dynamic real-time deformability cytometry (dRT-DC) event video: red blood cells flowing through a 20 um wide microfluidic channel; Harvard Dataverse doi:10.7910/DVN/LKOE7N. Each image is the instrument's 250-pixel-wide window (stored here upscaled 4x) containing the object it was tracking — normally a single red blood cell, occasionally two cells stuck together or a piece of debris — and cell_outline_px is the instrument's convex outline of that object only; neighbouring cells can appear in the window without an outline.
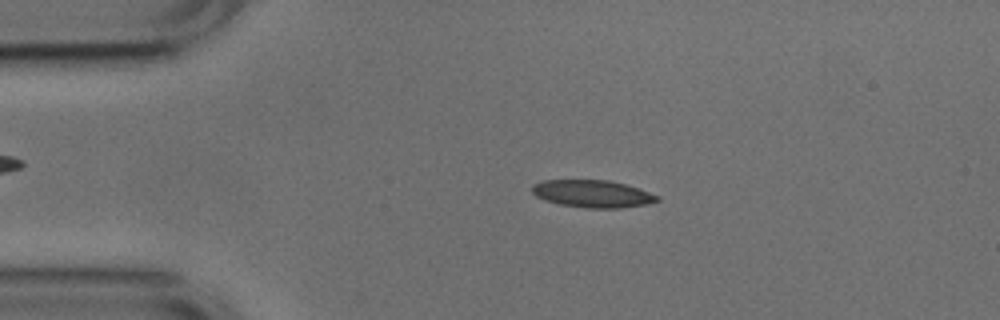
{"species": "common noctule bat (a hibernating species)", "species_latin": "Nyctalus noctula", "temperature_condition": "cold", "stored_images_in_passage": 53, "camera_frame_rate_fps": 3000, "um_per_image_px": 0.085, "animal": {"sex": "male", "body_mass_g": 17.9, "forearm_length_mm": 54.2}, "frame": {"image": 1, "passage_image": 11, "time_ms": 3.333, "image_size_px": [1000, 320], "cell_outline_px": [[660, 200], [644, 204], [620, 208], [588, 208], [560, 204], [544, 200], [536, 196], [532, 192], [532, 184], [544, 180], [608, 180], [624, 184], [660, 196]], "centroid_in_image_um": [50.33, 16.47], "position_along_channel_um": 34.7, "area_um2": 19.77}}
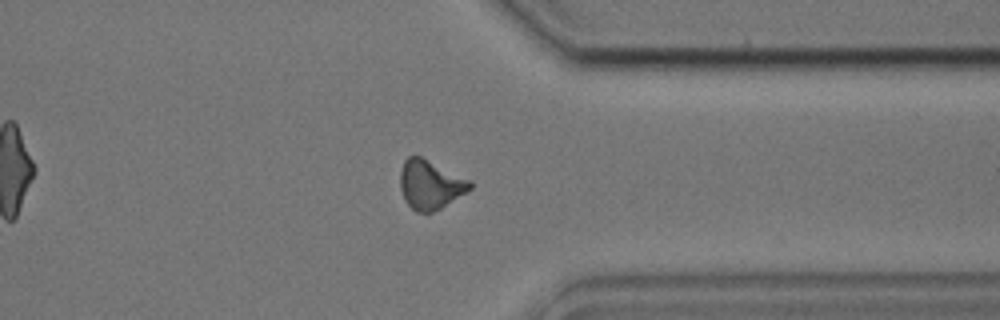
{"frame": {"image": 2, "passage_image": 41, "time_ms": 13.333, "image_size_px": [1000, 320], "cell_outline_px": [[472, 188], [440, 208], [432, 212], [416, 212], [404, 200], [400, 188], [400, 172], [404, 160], [408, 156], [420, 156], [472, 180]], "centroid_in_image_um": [36.56, 15.68], "position_along_channel_um": 374.8, "area_um2": 19.88}}
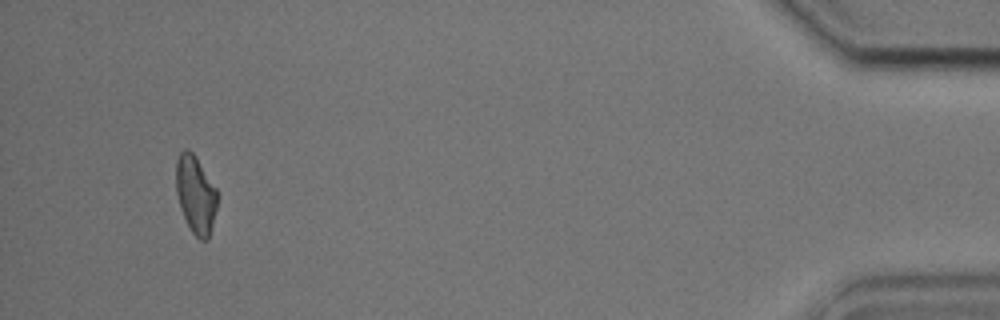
{"frame": {"image": 3, "passage_image": 50, "time_ms": 16.333, "image_size_px": [1000, 320], "cell_outline_px": [[216, 208], [208, 240], [200, 240], [192, 232], [180, 208], [176, 192], [176, 160], [180, 152], [184, 148], [188, 148], [192, 152], [216, 188]], "centroid_in_image_um": [16.6, 16.52], "position_along_channel_um": 418.6, "area_um2": 18.38}, "authors_computed_cell_mechanics": {"area_um2": 19.4786, "velocity_mm_per_s": 3.7849, "shape_relaxation_time_tau1_ms": 5.0787, "shape_relaxation_time_tau2_ms": 5.9006, "deformation_change_tau1": 0.1347, "deformation_change_tau2": 0.1508}}